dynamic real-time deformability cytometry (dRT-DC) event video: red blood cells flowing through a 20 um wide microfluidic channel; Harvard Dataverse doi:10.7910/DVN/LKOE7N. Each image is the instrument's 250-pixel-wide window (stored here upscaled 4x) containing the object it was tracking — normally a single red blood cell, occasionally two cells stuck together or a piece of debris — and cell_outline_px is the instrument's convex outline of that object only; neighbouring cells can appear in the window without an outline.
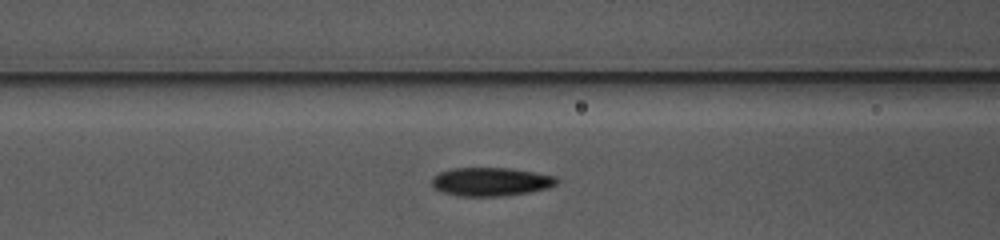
{"species": "common noctule bat (a hibernating species)", "species_latin": "Nyctalus noctula", "temperature_condition": "warm", "stored_images_in_passage": 29, "camera_frame_rate_fps": 3000, "um_per_image_px": 0.085, "animal": {"sex": "female", "body_mass_g": 10.0, "forearm_length_mm": 53.1}, "frame": {"image": 1, "passage_image": 6, "time_ms": 1.667, "image_size_px": [1000, 240], "cell_outline_px": [[560, 180], [556, 184], [548, 188], [528, 192], [504, 196], [460, 196], [444, 192], [432, 188], [432, 176], [440, 172], [452, 168], [508, 168], [556, 176]], "centroid_in_image_um": [41.71, 15.44], "position_along_channel_um": 124.9, "area_um2": 20.75}}
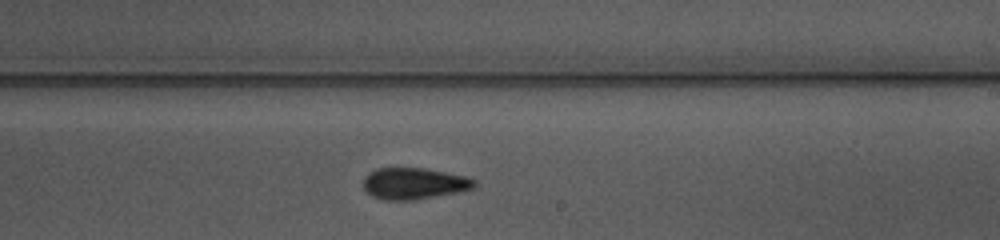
{"frame": {"image": 2, "passage_image": 16, "time_ms": 5.0, "image_size_px": [1000, 240], "cell_outline_px": [[476, 188], [456, 192], [412, 200], [384, 200], [372, 196], [364, 188], [364, 176], [368, 172], [376, 168], [424, 168], [464, 176], [476, 180]], "centroid_in_image_um": [35.17, 15.59], "position_along_channel_um": 253.8, "area_um2": 20.23}}
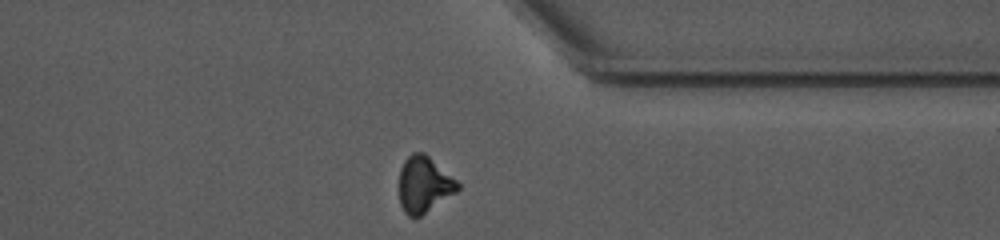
{"frame": {"image": 3, "passage_image": 26, "time_ms": 8.333, "image_size_px": [1000, 240], "cell_outline_px": [[460, 188], [456, 192], [420, 216], [408, 216], [404, 212], [400, 204], [400, 168], [404, 160], [412, 152], [424, 152], [456, 180], [460, 184]], "centroid_in_image_um": [36.03, 15.67], "position_along_channel_um": 375.4, "area_um2": 18.9}, "authors_computed_cell_mechanics": {"area_um2": 20.4034, "velocity_mm_per_s": 3.8761, "shape_relaxation_time_tau1_ms": 5.3014, "shape_relaxation_time_tau2_ms": 5.9779, "deformation_change_tau1": 0.1504, "deformation_change_tau2": 0.1427}}